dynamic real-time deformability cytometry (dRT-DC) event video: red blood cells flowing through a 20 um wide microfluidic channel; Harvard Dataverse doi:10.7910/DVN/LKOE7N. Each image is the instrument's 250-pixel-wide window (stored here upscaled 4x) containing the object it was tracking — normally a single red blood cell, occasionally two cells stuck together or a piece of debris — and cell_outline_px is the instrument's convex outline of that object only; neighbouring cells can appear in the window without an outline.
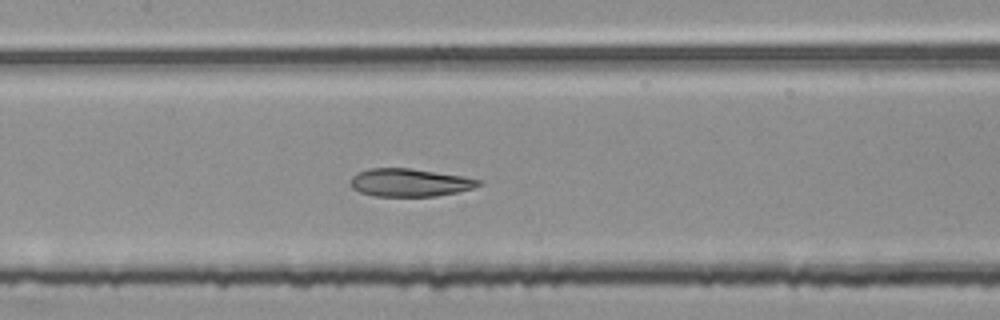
{"species": "common noctule bat (a hibernating species)", "species_latin": "Nyctalus noctula", "temperature_condition": "room temperature", "stored_images_in_passage": 11, "camera_frame_rate_fps": 3000, "um_per_image_px": 0.085, "animal": {"sex": "female", "body_mass_g": 25.1}, "frame": {"image": 1, "passage_image": 10, "time_ms": 3.0, "image_size_px": [1000, 320], "cell_outline_px": [[484, 184], [472, 188], [456, 192], [436, 196], [372, 196], [360, 192], [352, 188], [352, 176], [356, 172], [368, 168], [412, 168], [464, 176], [484, 180]], "centroid_in_image_um": [34.86, 15.51], "position_along_channel_um": 172.5, "area_um2": 21.04}}